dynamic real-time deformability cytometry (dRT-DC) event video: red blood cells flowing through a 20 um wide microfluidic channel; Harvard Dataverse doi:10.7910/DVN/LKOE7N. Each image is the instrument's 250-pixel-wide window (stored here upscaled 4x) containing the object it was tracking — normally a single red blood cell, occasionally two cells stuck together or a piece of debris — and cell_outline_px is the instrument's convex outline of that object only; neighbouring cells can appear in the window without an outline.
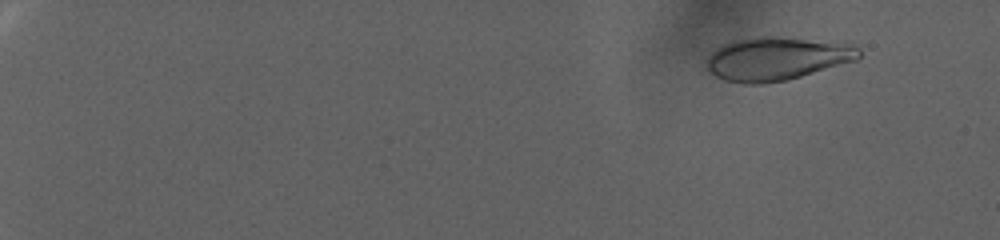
{"species": "human", "species_latin": "Homo sapiens", "temperature_condition": "warm", "stored_images_in_passage": 101, "camera_frame_rate_fps": 3000, "um_per_image_px": 0.085, "donor": {"sex": "female"}, "frame": {"image": 1, "passage_image": 12, "time_ms": 3.667, "image_size_px": [1000, 240], "cell_outline_px": [[860, 56], [856, 60], [788, 80], [764, 84], [744, 84], [724, 80], [708, 72], [708, 56], [716, 48], [732, 40], [760, 36], [776, 36], [848, 40], [856, 44], [860, 48]], "centroid_in_image_um": [66.13, 4.95], "position_along_channel_um": 18.9, "area_um2": 39.59}}
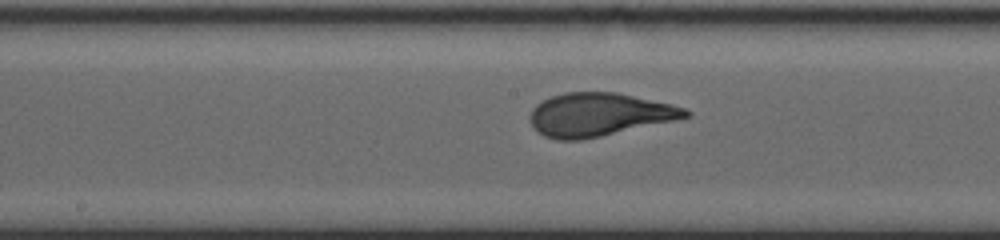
{"frame": {"image": 2, "passage_image": 62, "time_ms": 20.333, "image_size_px": [1000, 240], "cell_outline_px": [[692, 116], [680, 120], [580, 140], [556, 140], [544, 136], [536, 132], [528, 120], [528, 116], [532, 108], [536, 104], [552, 96], [564, 92], [616, 92], [672, 104], [684, 108], [692, 112]], "centroid_in_image_um": [50.92, 9.75], "position_along_channel_um": 197.3, "area_um2": 39.65}}
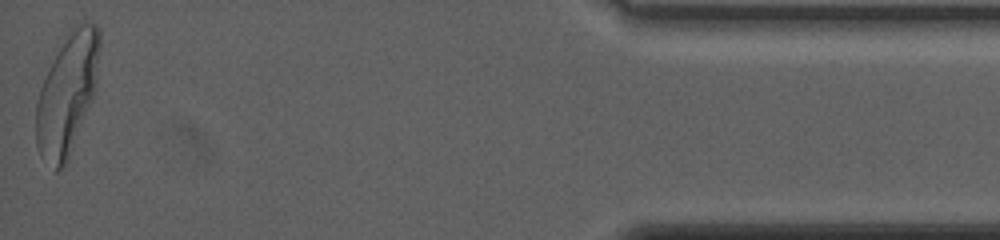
{"frame": {"image": 3, "passage_image": 101, "time_ms": 33.333, "image_size_px": [1000, 240], "cell_outline_px": [[100, 48], [96, 84], [92, 96], [68, 160], [56, 172], [40, 156], [36, 144], [36, 104], [40, 88], [72, 24], [84, 20], [96, 24], [100, 28]], "centroid_in_image_um": [5.72, 7.94], "position_along_channel_um": 429.5, "area_um2": 44.1}}